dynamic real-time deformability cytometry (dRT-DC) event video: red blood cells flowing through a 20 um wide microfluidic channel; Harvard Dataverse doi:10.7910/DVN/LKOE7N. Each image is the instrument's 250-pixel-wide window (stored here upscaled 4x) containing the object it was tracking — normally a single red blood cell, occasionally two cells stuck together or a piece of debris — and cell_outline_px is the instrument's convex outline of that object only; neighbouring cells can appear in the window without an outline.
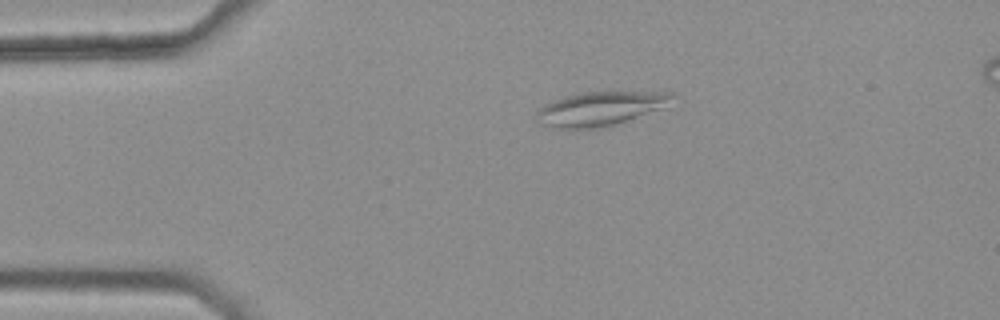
{"species": "common noctule bat (a hibernating species)", "species_latin": "Nyctalus noctula", "temperature_condition": "warm", "stored_images_in_passage": 39, "camera_frame_rate_fps": 3000, "um_per_image_px": 0.085, "animal": {"sex": "female", "body_mass_g": 25.1}, "frame": {"image": 1, "passage_image": 2, "time_ms": 0.333, "image_size_px": [1000, 320], "cell_outline_px": [[680, 96], [664, 108], [616, 124], [600, 128], [552, 128], [540, 124], [536, 112], [540, 108], [556, 100], [568, 96], [584, 92], [672, 92]], "centroid_in_image_um": [51.13, 9.23], "position_along_channel_um": 33.9, "area_um2": 26.82}}
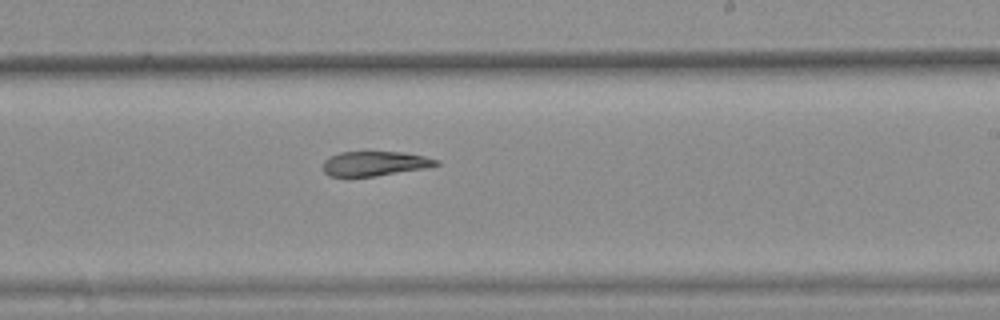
{"frame": {"image": 2, "passage_image": 23, "time_ms": 7.333, "image_size_px": [1000, 320], "cell_outline_px": [[440, 164], [428, 168], [376, 176], [328, 176], [320, 168], [324, 160], [340, 152], [404, 152], [424, 156], [440, 160]], "centroid_in_image_um": [31.87, 13.91], "position_along_channel_um": 257.1, "area_um2": 16.42}}
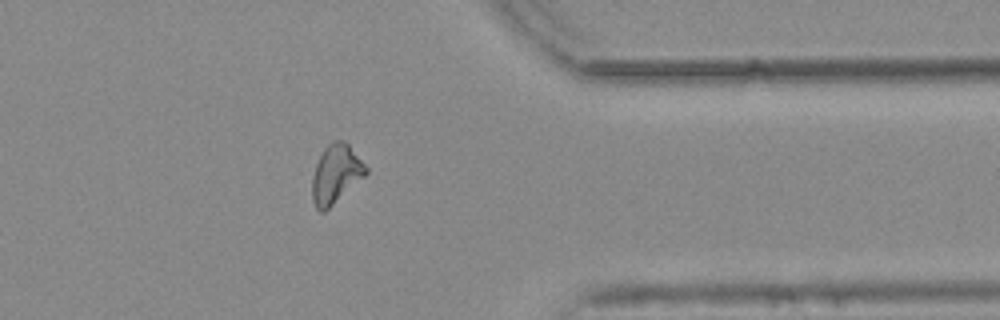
{"frame": {"image": 3, "passage_image": 34, "time_ms": 11.0, "image_size_px": [1000, 320], "cell_outline_px": [[368, 172], [364, 176], [324, 212], [320, 212], [316, 208], [312, 200], [312, 176], [316, 164], [324, 148], [332, 140], [344, 140], [348, 144], [368, 168]], "centroid_in_image_um": [28.53, 14.78], "position_along_channel_um": 382.9, "area_um2": 18.15}, "authors_computed_cell_mechanics": {"area_um2": 18.0336, "velocity_mm_per_s": 3.7681, "shape_relaxation_time_tau1_ms": null, "shape_relaxation_time_tau2_ms": 11.0999, "deformation_change_tau1": null, "deformation_change_tau2": 0.194}}